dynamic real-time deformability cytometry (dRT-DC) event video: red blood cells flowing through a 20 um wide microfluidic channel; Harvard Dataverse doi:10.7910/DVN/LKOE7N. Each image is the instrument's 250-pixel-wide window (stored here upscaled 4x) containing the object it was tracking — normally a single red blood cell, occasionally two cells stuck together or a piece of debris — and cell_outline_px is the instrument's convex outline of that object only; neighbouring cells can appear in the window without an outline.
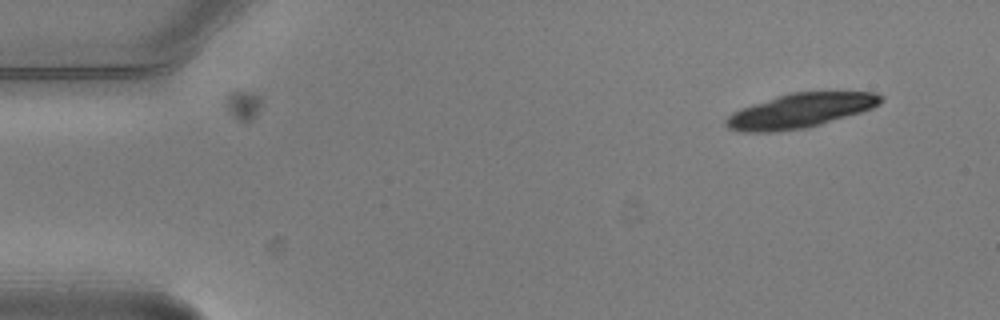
{"species": "common noctule bat (a hibernating species)", "species_latin": "Nyctalus noctula", "temperature_condition": "warm", "stored_images_in_passage": 7, "camera_frame_rate_fps": 3000, "um_per_image_px": 0.085, "animal": {"sex": "male", "body_mass_g": 20.5, "forearm_length_mm": 52.5}, "frame": {"image": 1, "passage_image": 1, "time_ms": 0.0, "image_size_px": [1000, 320], "cell_outline_px": [[884, 100], [880, 104], [872, 108], [860, 112], [820, 124], [804, 128], [772, 132], [740, 132], [728, 128], [724, 124], [724, 120], [732, 112], [752, 104], [788, 92], [876, 92], [884, 96]], "centroid_in_image_um": [68.0, 9.4], "position_along_channel_um": 17.0, "area_um2": 31.04}}